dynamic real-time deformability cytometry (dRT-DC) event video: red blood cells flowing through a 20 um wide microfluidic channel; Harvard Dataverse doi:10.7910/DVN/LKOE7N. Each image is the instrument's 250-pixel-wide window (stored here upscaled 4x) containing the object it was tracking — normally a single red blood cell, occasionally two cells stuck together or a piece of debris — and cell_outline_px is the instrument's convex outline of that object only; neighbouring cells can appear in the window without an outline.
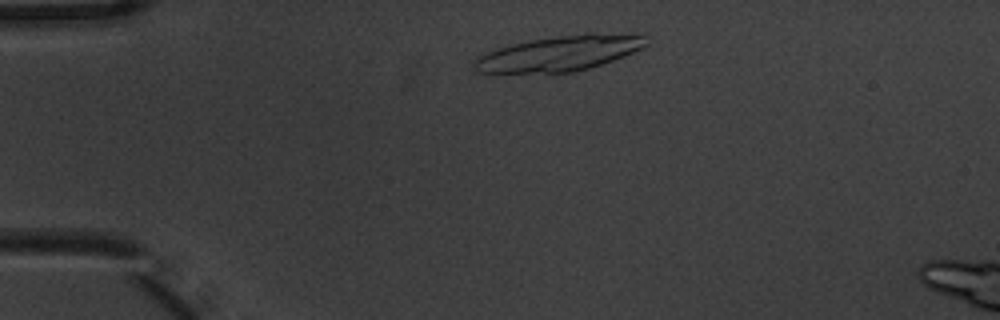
{"species": "common noctule bat (a hibernating species)", "species_latin": "Nyctalus noctula", "temperature_condition": "warm", "stored_images_in_passage": 3, "camera_frame_rate_fps": 3000, "um_per_image_px": 0.085, "animal": {"sex": "male", "body_mass_g": 20.1, "forearm_length_mm": 53.5}, "frame": {"image": 1, "passage_image": 1, "time_ms": 0.0, "image_size_px": [1000, 320], "cell_outline_px": [[648, 44], [644, 48], [624, 56], [588, 68], [572, 72], [496, 76], [476, 72], [472, 68], [476, 56], [484, 52], [512, 44], [532, 40], [560, 36], [592, 32], [644, 32], [648, 36]], "centroid_in_image_um": [47.54, 4.55], "position_along_channel_um": 37.5, "area_um2": 37.17}}